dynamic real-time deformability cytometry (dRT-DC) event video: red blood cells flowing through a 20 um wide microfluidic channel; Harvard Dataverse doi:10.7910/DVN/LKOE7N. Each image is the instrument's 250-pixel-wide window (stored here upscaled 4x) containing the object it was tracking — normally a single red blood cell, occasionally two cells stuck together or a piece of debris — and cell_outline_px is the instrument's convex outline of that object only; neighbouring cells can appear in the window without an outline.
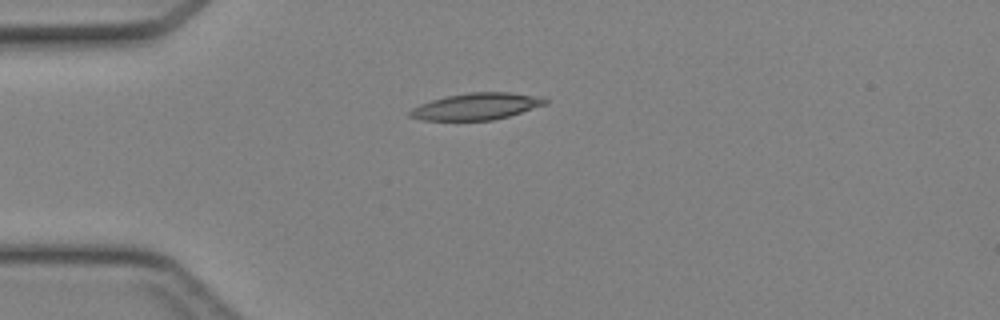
{"species": "Egyptian fruit bat (a non-hibernating species)", "species_latin": "Rousettus aegyptiacus", "temperature_condition": "cold", "stored_images_in_passage": 35, "camera_frame_rate_fps": 3000, "um_per_image_px": 0.085, "animal": {"sex": "female"}, "frame": {"image": 1, "passage_image": 1, "time_ms": 0.0, "image_size_px": [1000, 320], "cell_outline_px": [[548, 104], [508, 116], [492, 120], [420, 120], [408, 116], [408, 112], [412, 108], [420, 104], [432, 100], [448, 96], [468, 92], [508, 92], [540, 96], [548, 100]], "centroid_in_image_um": [40.5, 9.04], "position_along_channel_um": 44.5, "area_um2": 21.04}}
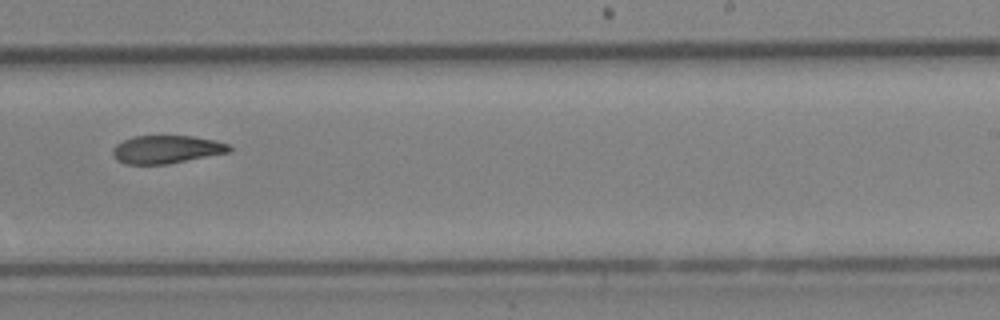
{"frame": {"image": 2, "passage_image": 18, "time_ms": 5.667, "image_size_px": [1000, 320], "cell_outline_px": [[232, 152], [168, 164], [124, 164], [116, 160], [112, 152], [112, 148], [116, 144], [132, 136], [192, 136], [212, 140], [228, 144], [232, 148]], "centroid_in_image_um": [14.14, 12.71], "position_along_channel_um": 274.9, "area_um2": 19.13}}
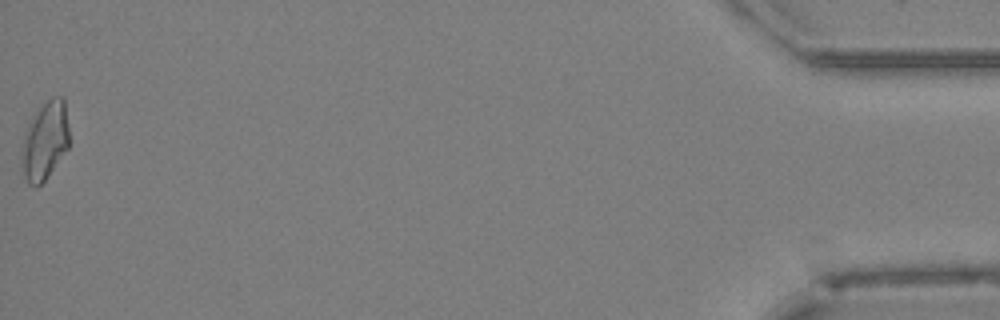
{"frame": {"image": 3, "passage_image": 35, "time_ms": 11.333, "image_size_px": [1000, 320], "cell_outline_px": [[68, 148], [44, 180], [36, 188], [28, 184], [24, 176], [20, 160], [24, 132], [40, 108], [52, 96], [64, 96], [68, 128]], "centroid_in_image_um": [3.81, 11.99], "position_along_channel_um": 431.4, "area_um2": 21.39}}